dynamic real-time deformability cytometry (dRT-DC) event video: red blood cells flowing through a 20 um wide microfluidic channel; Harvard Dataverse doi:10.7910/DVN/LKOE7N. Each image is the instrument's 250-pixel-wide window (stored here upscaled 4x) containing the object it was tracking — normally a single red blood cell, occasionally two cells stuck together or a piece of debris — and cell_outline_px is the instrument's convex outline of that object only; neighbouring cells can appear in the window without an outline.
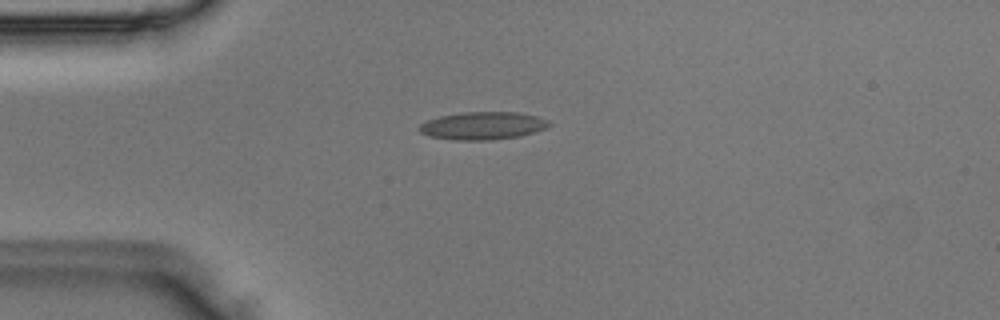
{"species": "Egyptian fruit bat (a non-hibernating species)", "species_latin": "Rousettus aegyptiacus", "temperature_condition": "room temperature", "stored_images_in_passage": 37, "camera_frame_rate_fps": 3000, "um_per_image_px": 0.085, "animal": {"sex": "male"}, "frame": {"image": 1, "passage_image": 1, "time_ms": 0.0, "image_size_px": [1000, 320], "cell_outline_px": [[552, 124], [548, 128], [520, 136], [488, 140], [452, 140], [428, 136], [420, 132], [420, 124], [428, 120], [440, 116], [464, 112], [516, 112], [536, 116], [548, 120]], "centroid_in_image_um": [41.05, 10.69], "position_along_channel_um": 43.9, "area_um2": 20.98}}
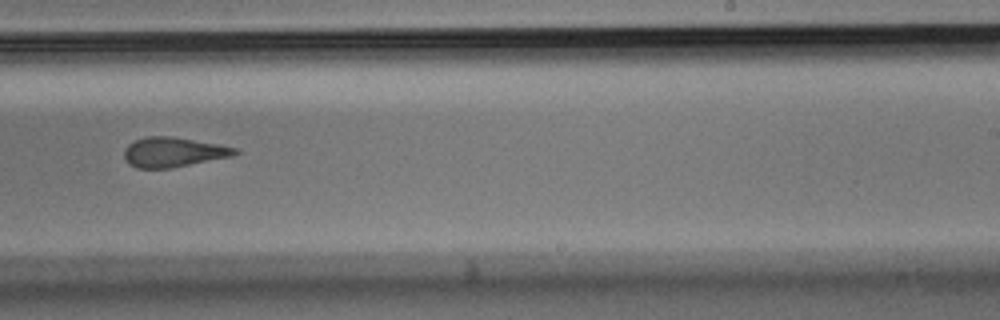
{"frame": {"image": 2, "passage_image": 19, "time_ms": 6.0, "image_size_px": [1000, 320], "cell_outline_px": [[240, 152], [232, 156], [168, 168], [136, 168], [128, 164], [124, 156], [124, 148], [128, 144], [136, 140], [148, 136], [172, 136], [220, 144], [236, 148]], "centroid_in_image_um": [14.71, 12.92], "position_along_channel_um": 274.3, "area_um2": 19.13}}
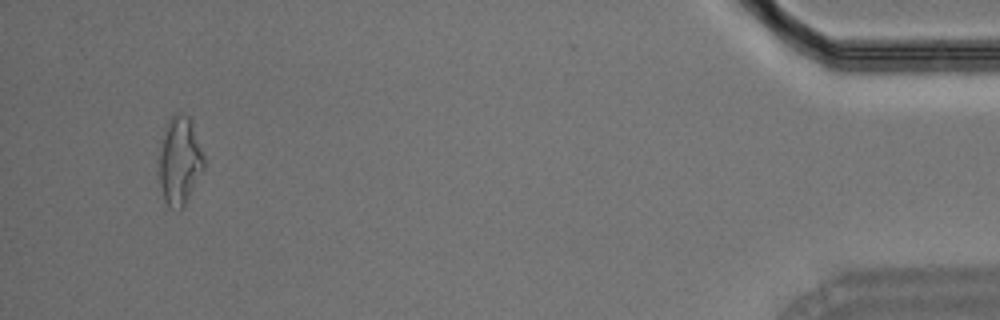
{"frame": {"image": 3, "passage_image": 35, "time_ms": 11.333, "image_size_px": [1000, 320], "cell_outline_px": [[204, 168], [184, 208], [180, 208], [168, 204], [164, 200], [160, 184], [156, 160], [164, 124], [176, 112], [180, 112], [188, 116], [192, 124], [204, 156]], "centroid_in_image_um": [15.22, 13.62], "position_along_channel_um": 420.0, "area_um2": 23.52}}